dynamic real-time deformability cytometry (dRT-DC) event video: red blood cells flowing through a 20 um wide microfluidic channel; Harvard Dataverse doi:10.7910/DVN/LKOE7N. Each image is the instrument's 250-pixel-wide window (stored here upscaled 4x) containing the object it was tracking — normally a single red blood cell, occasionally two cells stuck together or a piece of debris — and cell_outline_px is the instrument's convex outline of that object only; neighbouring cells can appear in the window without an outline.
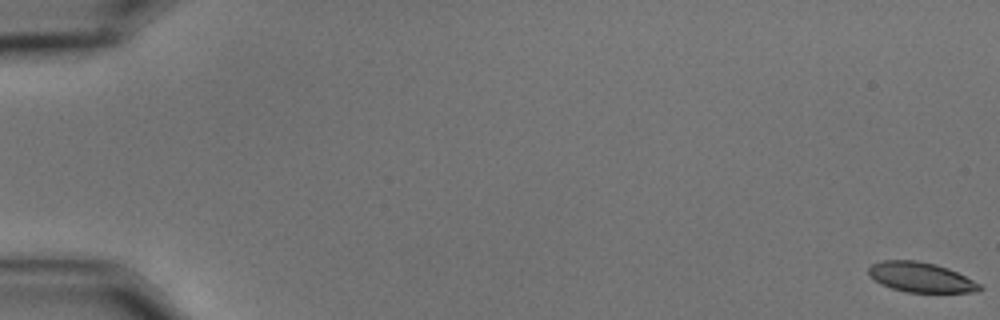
{"species": "common noctule bat (a hibernating species)", "species_latin": "Nyctalus noctula", "temperature_condition": "cold", "stored_images_in_passage": 60, "camera_frame_rate_fps": 3000, "um_per_image_px": 0.085, "animal": {"sex": "male", "body_mass_g": 15.6}, "frame": {"image": 1, "passage_image": 1, "time_ms": 0.0, "image_size_px": [1000, 320], "cell_outline_px": [[984, 288], [980, 292], [908, 292], [892, 288], [880, 284], [868, 276], [868, 268], [872, 264], [884, 260], [916, 260], [936, 264], [948, 268], [980, 284]], "centroid_in_image_um": [78.25, 23.57], "position_along_channel_um": 6.7, "area_um2": 19.36}}
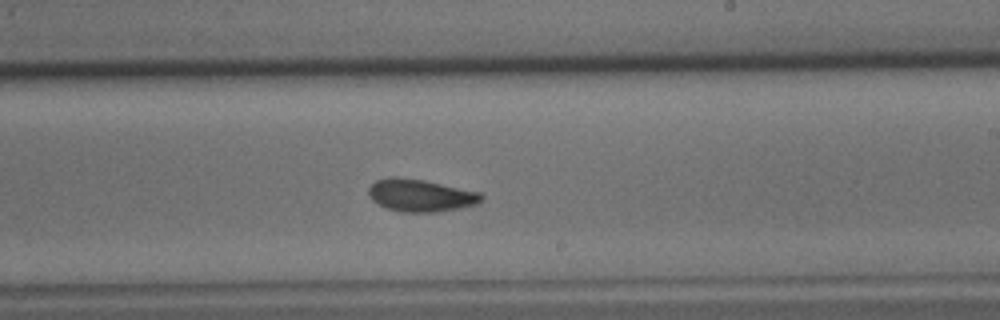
{"frame": {"image": 2, "passage_image": 37, "time_ms": 12.0, "image_size_px": [1000, 320], "cell_outline_px": [[484, 200], [480, 204], [436, 212], [404, 212], [388, 208], [372, 200], [368, 196], [368, 188], [376, 180], [388, 176], [396, 176], [424, 180], [480, 192], [484, 196]], "centroid_in_image_um": [35.77, 16.6], "position_along_channel_um": 253.2, "area_um2": 21.44}}
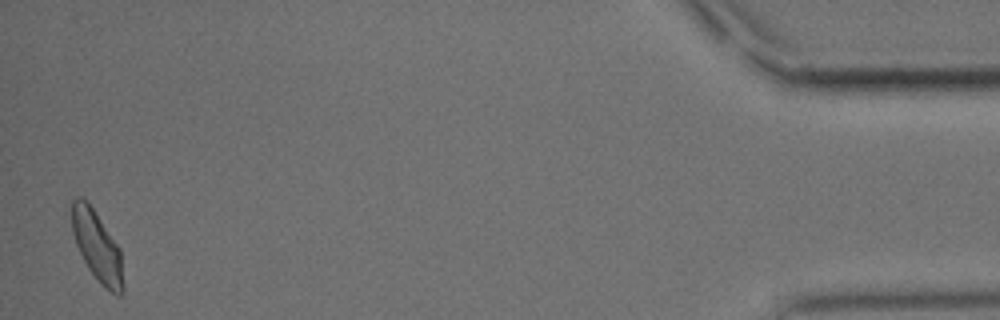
{"frame": {"image": 3, "passage_image": 59, "time_ms": 19.333, "image_size_px": [1000, 320], "cell_outline_px": [[124, 292], [120, 296], [116, 296], [100, 284], [88, 268], [76, 244], [72, 232], [72, 200], [76, 196], [80, 196], [92, 208], [120, 248], [124, 288]], "centroid_in_image_um": [8.27, 20.99], "position_along_channel_um": 426.9, "area_um2": 20.81}, "authors_computed_cell_mechanics": {"area_um2": 20.6924, "velocity_mm_per_s": 3.461, "shape_relaxation_time_tau1_ms": 5.1196, "shape_relaxation_time_tau2_ms": 3.8555, "deformation_change_tau1": 0.1263, "deformation_change_tau2": 0.0939}}